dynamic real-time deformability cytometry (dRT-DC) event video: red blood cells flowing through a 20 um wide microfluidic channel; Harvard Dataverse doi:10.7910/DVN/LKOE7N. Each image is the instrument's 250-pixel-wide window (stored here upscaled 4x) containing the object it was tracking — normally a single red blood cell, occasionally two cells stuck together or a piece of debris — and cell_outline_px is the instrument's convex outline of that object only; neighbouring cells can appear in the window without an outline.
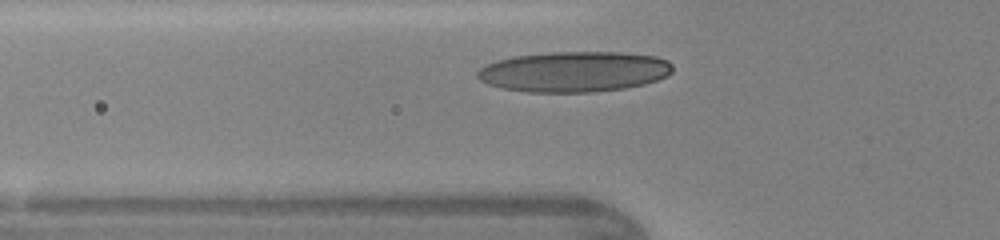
{"species": "human", "species_latin": "Homo sapiens", "temperature_condition": "warm", "stored_images_in_passage": 25, "camera_frame_rate_fps": 3000, "um_per_image_px": 0.085, "donor": {"sex": "female"}, "frame": {"image": 1, "passage_image": 4, "time_ms": 1.0, "image_size_px": [1000, 240], "cell_outline_px": [[672, 72], [668, 76], [644, 84], [624, 88], [592, 92], [528, 92], [504, 88], [488, 84], [480, 80], [476, 76], [476, 72], [480, 68], [496, 60], [516, 56], [552, 52], [620, 52], [656, 56], [668, 60], [672, 64]], "centroid_in_image_um": [48.82, 6.09], "position_along_channel_um": 77.0, "area_um2": 46.07}}
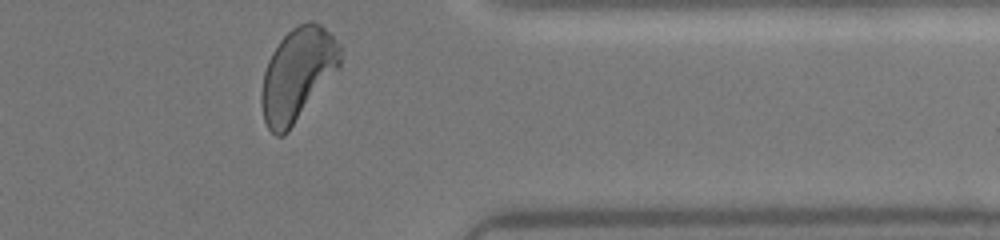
{"frame": {"image": 2, "passage_image": 25, "time_ms": 8.0, "image_size_px": [1000, 240], "cell_outline_px": [[344, 48], [340, 68], [288, 132], [284, 136], [276, 136], [268, 128], [264, 120], [260, 100], [260, 92], [264, 72], [268, 60], [272, 52], [280, 40], [292, 28], [308, 20], [312, 20], [320, 24]], "centroid_in_image_um": [25.31, 6.32], "position_along_channel_um": 386.1, "area_um2": 43.0}}